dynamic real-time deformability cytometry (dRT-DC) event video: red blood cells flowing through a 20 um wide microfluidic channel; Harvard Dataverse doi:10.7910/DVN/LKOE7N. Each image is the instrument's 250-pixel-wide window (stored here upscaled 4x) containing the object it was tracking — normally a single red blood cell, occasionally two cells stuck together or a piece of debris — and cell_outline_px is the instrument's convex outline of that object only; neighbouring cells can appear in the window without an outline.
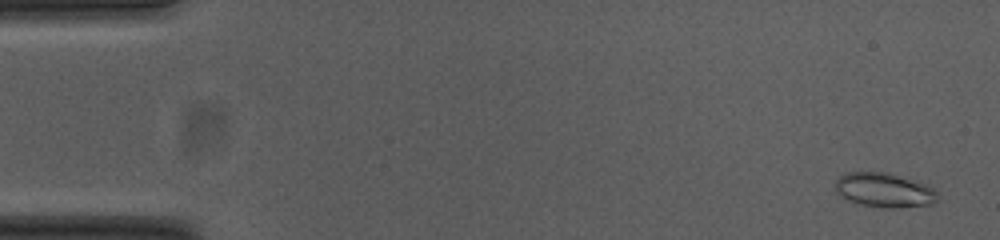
{"species": "common noctule bat (a hibernating species)", "species_latin": "Nyctalus noctula", "temperature_condition": "cold", "stored_images_in_passage": 54, "camera_frame_rate_fps": 3000, "um_per_image_px": 0.085, "animal": {"sex": "female", "body_mass_g": 23.0, "forearm_length_mm": 53.4}, "frame": {"image": 1, "passage_image": 2, "time_ms": 0.333, "image_size_px": [1000, 240], "cell_outline_px": [[936, 200], [932, 204], [896, 208], [880, 208], [860, 204], [848, 200], [836, 192], [836, 180], [840, 176], [848, 172], [888, 172], [928, 184], [936, 192]], "centroid_in_image_um": [75.16, 16.16], "position_along_channel_um": 9.8, "area_um2": 20.52}}
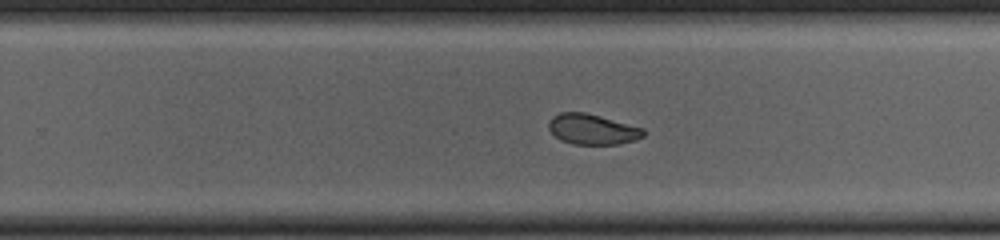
{"frame": {"image": 2, "passage_image": 34, "time_ms": 11.0, "image_size_px": [1000, 240], "cell_outline_px": [[644, 136], [620, 144], [572, 144], [560, 140], [548, 128], [548, 120], [552, 116], [560, 112], [584, 112], [600, 116], [644, 128]], "centroid_in_image_um": [50.31, 10.98], "position_along_channel_um": 279.5, "area_um2": 16.76}}
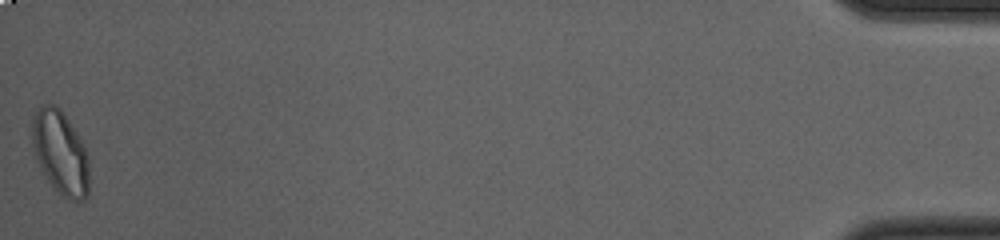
{"frame": {"image": 3, "passage_image": 54, "time_ms": 17.667, "image_size_px": [1000, 240], "cell_outline_px": [[88, 196], [84, 200], [72, 200], [64, 196], [48, 180], [36, 156], [32, 144], [32, 120], [40, 104], [52, 104], [60, 108], [84, 144], [88, 156]], "centroid_in_image_um": [5.15, 12.94], "position_along_channel_um": 430.1, "area_um2": 27.34}, "authors_computed_cell_mechanics": {"area_um2": 18.785, "velocity_mm_per_s": 3.7478, "shape_relaxation_time_tau1_ms": 8.7462, "shape_relaxation_time_tau2_ms": 2.9527, "deformation_change_tau1": 0.1707, "deformation_change_tau2": 0.0662}}